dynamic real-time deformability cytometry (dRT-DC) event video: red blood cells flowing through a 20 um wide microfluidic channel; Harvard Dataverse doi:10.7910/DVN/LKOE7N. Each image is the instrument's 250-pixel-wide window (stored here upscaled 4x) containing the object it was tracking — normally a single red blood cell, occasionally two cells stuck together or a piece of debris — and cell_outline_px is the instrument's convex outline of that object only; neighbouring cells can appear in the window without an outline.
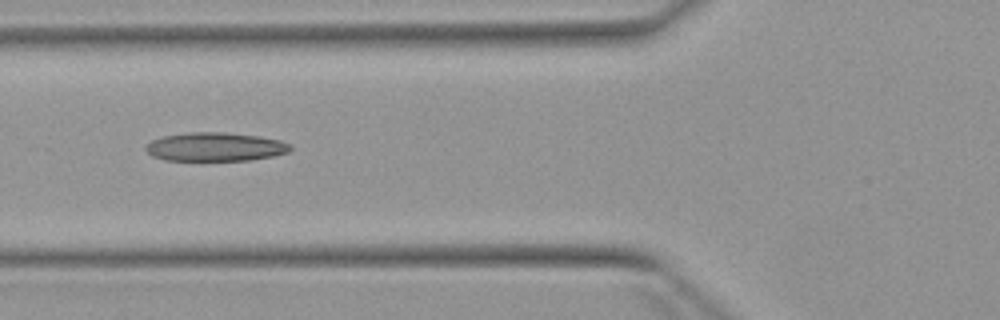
{"species": "Egyptian fruit bat (a non-hibernating species)", "species_latin": "Rousettus aegyptiacus", "temperature_condition": "warm", "stored_images_in_passage": 4, "camera_frame_rate_fps": 3000, "um_per_image_px": 0.085, "animal": {"sex": "female"}, "frame": {"image": 1, "passage_image": 4, "time_ms": 4.333, "image_size_px": [1000, 320], "cell_outline_px": [[292, 148], [288, 152], [272, 156], [252, 160], [164, 160], [152, 156], [144, 148], [152, 140], [164, 136], [188, 132], [224, 132], [260, 136], [280, 140], [292, 144]], "centroid_in_image_um": [18.32, 12.48], "position_along_channel_um": 107.5, "area_um2": 24.22}}